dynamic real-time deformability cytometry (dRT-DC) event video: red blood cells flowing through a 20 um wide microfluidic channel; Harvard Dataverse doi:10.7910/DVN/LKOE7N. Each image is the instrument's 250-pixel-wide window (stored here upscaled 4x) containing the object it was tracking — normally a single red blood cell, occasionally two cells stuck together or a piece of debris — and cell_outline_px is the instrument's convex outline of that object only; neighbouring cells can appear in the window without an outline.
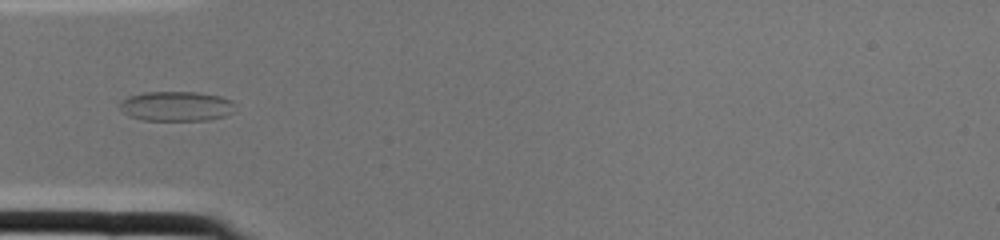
{"species": "common noctule bat (a hibernating species)", "species_latin": "Nyctalus noctula", "temperature_condition": "cold", "stored_images_in_passage": 2, "camera_frame_rate_fps": 3000, "um_per_image_px": 0.085, "animal": {"sex": "female", "body_mass_g": 22.0, "forearm_length_mm": 56.7}, "frame": {"image": 1, "passage_image": 2, "time_ms": 0.333, "image_size_px": [1000, 240], "cell_outline_px": [[236, 104], [232, 112], [228, 116], [208, 120], [144, 120], [132, 116], [124, 112], [120, 108], [120, 100], [128, 96], [144, 92], [196, 92], [220, 96], [232, 100]], "centroid_in_image_um": [15.03, 9.02], "position_along_channel_um": 70.0, "area_um2": 20.11}}